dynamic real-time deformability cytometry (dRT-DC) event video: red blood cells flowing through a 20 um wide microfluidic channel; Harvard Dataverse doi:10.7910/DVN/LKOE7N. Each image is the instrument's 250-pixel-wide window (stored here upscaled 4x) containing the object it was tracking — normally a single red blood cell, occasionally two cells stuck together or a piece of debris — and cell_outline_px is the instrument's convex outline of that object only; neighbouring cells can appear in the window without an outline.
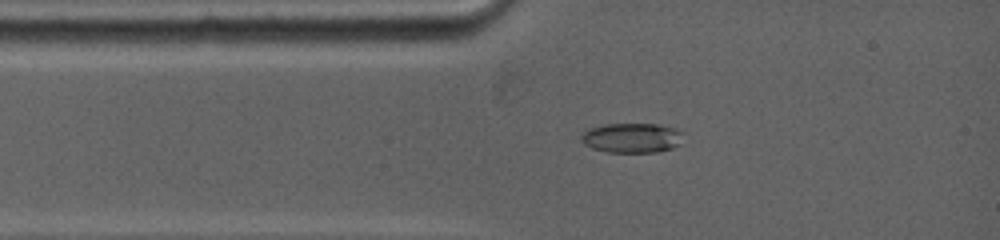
{"species": "common noctule bat (a hibernating species)", "species_latin": "Nyctalus noctula", "temperature_condition": "warm", "stored_images_in_passage": 35, "camera_frame_rate_fps": 5000, "um_per_image_px": 0.085, "animal": {"sex": "female", "body_mass_g": 19.0, "forearm_length_mm": 53.3}, "frame": {"image": 1, "passage_image": 3, "time_ms": 0.8, "image_size_px": [1000, 240], "cell_outline_px": [[684, 132], [680, 144], [672, 148], [656, 152], [608, 152], [592, 148], [584, 144], [580, 140], [580, 136], [588, 128], [604, 124], [660, 124], [676, 128]], "centroid_in_image_um": [53.72, 11.71], "position_along_channel_um": 31.3, "area_um2": 17.92}}
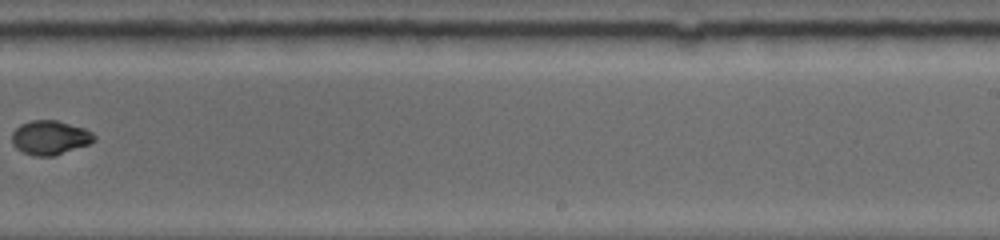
{"frame": {"image": 2, "passage_image": 18, "time_ms": 7.4, "image_size_px": [1000, 240], "cell_outline_px": [[96, 140], [88, 144], [52, 156], [32, 156], [16, 148], [12, 144], [12, 132], [20, 124], [32, 120], [56, 120], [84, 128], [92, 132], [96, 136]], "centroid_in_image_um": [4.23, 11.69], "position_along_channel_um": 284.8, "area_um2": 16.3}}
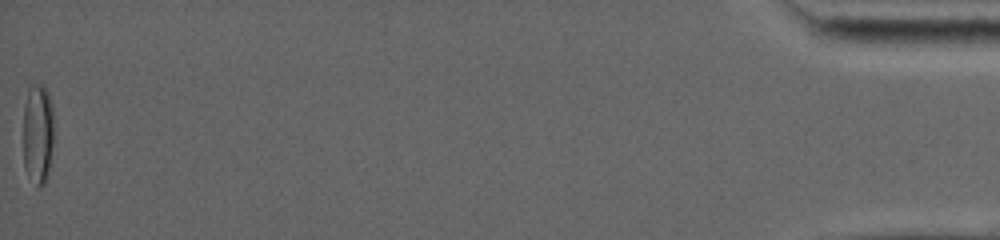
{"frame": {"image": 3, "passage_image": 35, "time_ms": 15.4, "image_size_px": [1000, 240], "cell_outline_px": [[56, 140], [48, 172], [44, 184], [36, 188], [24, 168], [24, 104], [28, 88], [40, 84], [48, 92], [52, 104]], "centroid_in_image_um": [3.26, 11.4], "position_along_channel_um": 431.9, "area_um2": 18.67}, "authors_computed_cell_mechanics": {"area_um2": 16.762, "velocity_mm_per_s": 3.9144, "shape_relaxation_time_tau1_ms": 10.6564, "shape_relaxation_time_tau2_ms": 1.277, "deformation_change_tau1": 0.274, "deformation_change_tau2": 0.0258}}